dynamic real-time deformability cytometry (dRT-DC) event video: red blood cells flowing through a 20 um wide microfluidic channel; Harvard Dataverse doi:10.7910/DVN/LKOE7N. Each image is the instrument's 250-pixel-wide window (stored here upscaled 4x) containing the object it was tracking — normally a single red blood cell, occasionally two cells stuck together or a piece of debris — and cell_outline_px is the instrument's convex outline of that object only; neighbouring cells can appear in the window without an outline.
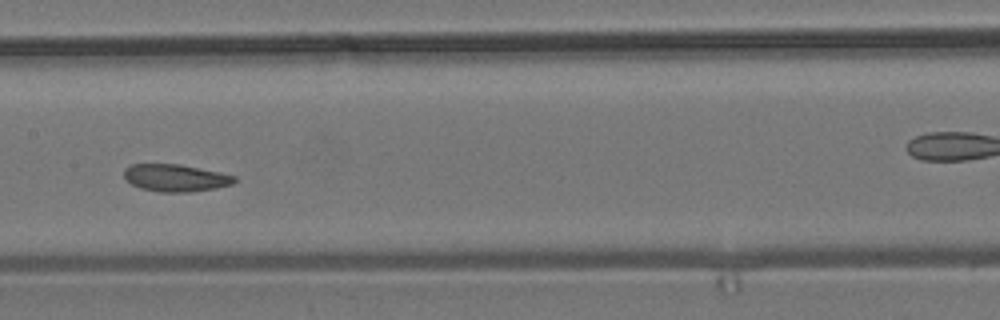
{"species": "common noctule bat (a hibernating species)", "species_latin": "Nyctalus noctula", "temperature_condition": "room temperature", "stored_images_in_passage": 10, "camera_frame_rate_fps": 3000, "um_per_image_px": 0.085, "animal": {"sex": "male", "body_mass_g": 19.2, "forearm_length_mm": 51.8}, "frame": {"image": 1, "passage_image": 7, "time_ms": 2.0, "image_size_px": [1000, 320], "cell_outline_px": [[236, 180], [232, 184], [216, 188], [188, 192], [160, 192], [140, 188], [132, 184], [124, 176], [124, 168], [132, 164], [180, 164], [220, 172], [236, 176]], "centroid_in_image_um": [14.93, 15.11], "position_along_channel_um": 192.5, "area_um2": 17.51}}
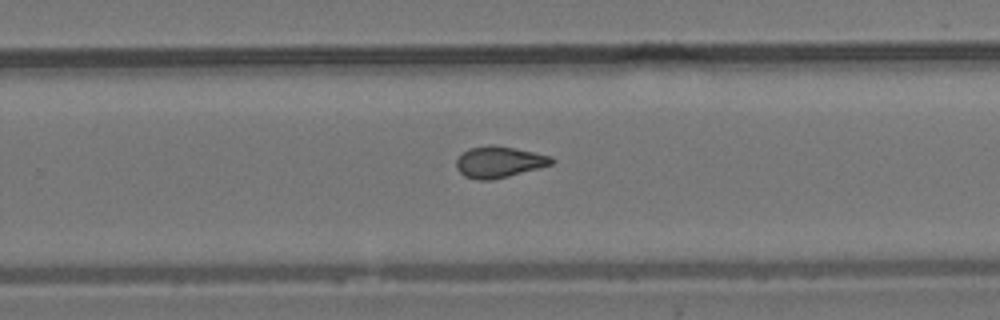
{"frame": {"image": 2, "passage_image": 10, "time_ms": 3.0, "image_size_px": [1000, 320], "cell_outline_px": [[556, 160], [552, 164], [508, 176], [492, 180], [476, 180], [464, 176], [456, 168], [456, 160], [468, 148], [488, 144], [496, 144], [552, 156]], "centroid_in_image_um": [42.41, 13.75], "position_along_channel_um": 287.4, "area_um2": 17.46}}